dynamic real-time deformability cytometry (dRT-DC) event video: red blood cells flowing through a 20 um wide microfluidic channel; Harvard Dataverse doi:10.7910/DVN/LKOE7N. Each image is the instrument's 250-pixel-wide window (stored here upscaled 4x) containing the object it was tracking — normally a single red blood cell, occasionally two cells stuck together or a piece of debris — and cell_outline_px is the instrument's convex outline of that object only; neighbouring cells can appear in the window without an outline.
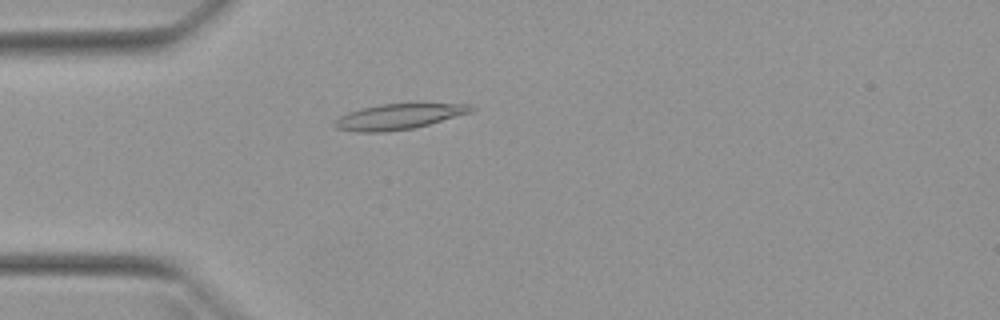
{"species": "Egyptian fruit bat (a non-hibernating species)", "species_latin": "Rousettus aegyptiacus", "temperature_condition": "warm", "stored_images_in_passage": 52, "camera_frame_rate_fps": 3000, "um_per_image_px": 0.085, "animal": {"sex": "female"}, "frame": {"image": 1, "passage_image": 15, "time_ms": 4.667, "image_size_px": [1000, 320], "cell_outline_px": [[476, 108], [468, 112], [428, 124], [412, 128], [384, 132], [356, 132], [336, 128], [332, 124], [340, 116], [348, 112], [360, 108], [380, 104], [412, 100], [468, 104]], "centroid_in_image_um": [33.9, 9.84], "position_along_channel_um": 51.1, "area_um2": 21.1}}
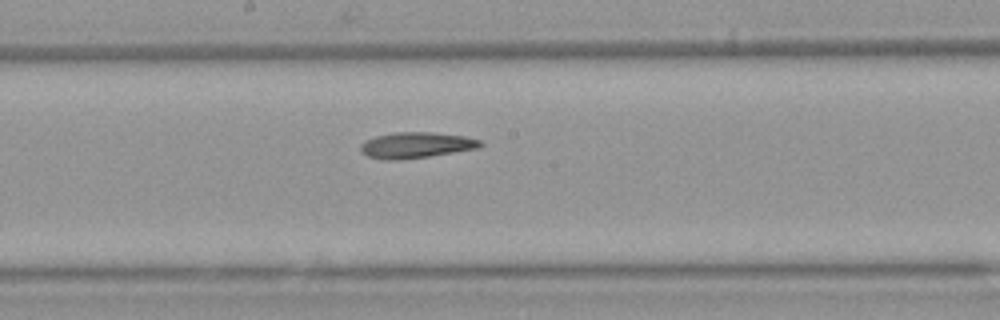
{"frame": {"image": 2, "passage_image": 28, "time_ms": 9.0, "image_size_px": [1000, 320], "cell_outline_px": [[484, 144], [480, 148], [428, 156], [396, 160], [384, 160], [368, 156], [360, 152], [360, 144], [364, 140], [376, 136], [396, 132], [432, 132], [464, 136], [480, 140]], "centroid_in_image_um": [35.35, 12.33], "position_along_channel_um": 212.9, "area_um2": 18.09}}
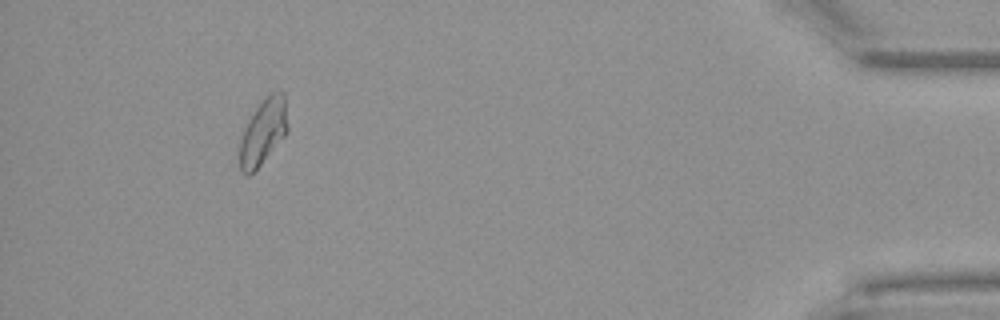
{"frame": {"image": 3, "passage_image": 48, "time_ms": 15.667, "image_size_px": [1000, 320], "cell_outline_px": [[288, 132], [260, 164], [248, 176], [240, 172], [240, 140], [244, 128], [248, 120], [256, 108], [272, 92], [280, 88], [284, 92], [288, 128]], "centroid_in_image_um": [22.38, 11.18], "position_along_channel_um": 412.8, "area_um2": 18.15}, "authors_computed_cell_mechanics": {"area_um2": 18.2937, "velocity_mm_per_s": 3.9781, "shape_relaxation_time_tau1_ms": null, "shape_relaxation_time_tau2_ms": 6.7585, "deformation_change_tau1": null, "deformation_change_tau2": 0.1556}}